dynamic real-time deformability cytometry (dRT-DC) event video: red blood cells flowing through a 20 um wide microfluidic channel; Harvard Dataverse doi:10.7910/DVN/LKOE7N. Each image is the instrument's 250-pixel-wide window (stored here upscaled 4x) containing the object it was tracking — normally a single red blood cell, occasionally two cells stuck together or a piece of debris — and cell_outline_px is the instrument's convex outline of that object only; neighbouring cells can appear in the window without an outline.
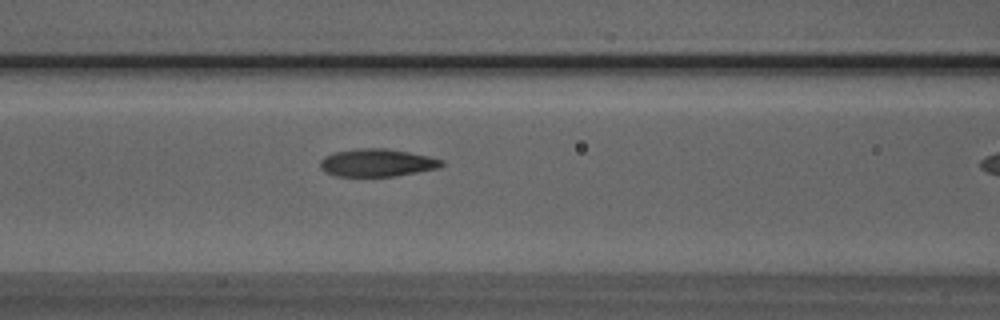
{"species": "Egyptian fruit bat (a non-hibernating species)", "species_latin": "Rousettus aegyptiacus", "temperature_condition": "room temperature", "stored_images_in_passage": 9, "camera_frame_rate_fps": 3000, "um_per_image_px": 0.085, "animal": {"sex": "male"}, "frame": {"image": 1, "passage_image": 8, "time_ms": 2.333, "image_size_px": [1000, 320], "cell_outline_px": [[444, 164], [440, 168], [396, 176], [336, 176], [320, 168], [320, 160], [324, 156], [336, 152], [360, 148], [384, 148], [408, 152], [428, 156], [444, 160]], "centroid_in_image_um": [32.08, 13.83], "position_along_channel_um": 134.5, "area_um2": 19.54}}